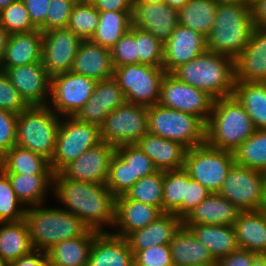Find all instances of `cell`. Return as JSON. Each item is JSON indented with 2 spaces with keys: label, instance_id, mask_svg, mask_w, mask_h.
<instances>
[{
  "label": "cell",
  "instance_id": "1",
  "mask_svg": "<svg viewBox=\"0 0 266 266\" xmlns=\"http://www.w3.org/2000/svg\"><path fill=\"white\" fill-rule=\"evenodd\" d=\"M51 190L64 210L79 217L90 230L110 233L103 227L114 225L116 197L106 184L74 181L58 172L53 175Z\"/></svg>",
  "mask_w": 266,
  "mask_h": 266
},
{
  "label": "cell",
  "instance_id": "2",
  "mask_svg": "<svg viewBox=\"0 0 266 266\" xmlns=\"http://www.w3.org/2000/svg\"><path fill=\"white\" fill-rule=\"evenodd\" d=\"M207 51L235 59L250 41L254 24L249 5L219 0Z\"/></svg>",
  "mask_w": 266,
  "mask_h": 266
},
{
  "label": "cell",
  "instance_id": "3",
  "mask_svg": "<svg viewBox=\"0 0 266 266\" xmlns=\"http://www.w3.org/2000/svg\"><path fill=\"white\" fill-rule=\"evenodd\" d=\"M177 80L206 91L214 99L232 96L235 87V60L206 51L174 69Z\"/></svg>",
  "mask_w": 266,
  "mask_h": 266
},
{
  "label": "cell",
  "instance_id": "4",
  "mask_svg": "<svg viewBox=\"0 0 266 266\" xmlns=\"http://www.w3.org/2000/svg\"><path fill=\"white\" fill-rule=\"evenodd\" d=\"M256 128L246 110L233 97L215 99L206 123V143L234 152Z\"/></svg>",
  "mask_w": 266,
  "mask_h": 266
},
{
  "label": "cell",
  "instance_id": "5",
  "mask_svg": "<svg viewBox=\"0 0 266 266\" xmlns=\"http://www.w3.org/2000/svg\"><path fill=\"white\" fill-rule=\"evenodd\" d=\"M24 219L32 245L40 251H47L62 241L84 236L90 230L79 217L61 207H27Z\"/></svg>",
  "mask_w": 266,
  "mask_h": 266
},
{
  "label": "cell",
  "instance_id": "6",
  "mask_svg": "<svg viewBox=\"0 0 266 266\" xmlns=\"http://www.w3.org/2000/svg\"><path fill=\"white\" fill-rule=\"evenodd\" d=\"M61 117L49 105L28 106L18 114L16 145L51 161Z\"/></svg>",
  "mask_w": 266,
  "mask_h": 266
},
{
  "label": "cell",
  "instance_id": "7",
  "mask_svg": "<svg viewBox=\"0 0 266 266\" xmlns=\"http://www.w3.org/2000/svg\"><path fill=\"white\" fill-rule=\"evenodd\" d=\"M148 132L187 149L206 143V123L198 116L160 105L148 106Z\"/></svg>",
  "mask_w": 266,
  "mask_h": 266
},
{
  "label": "cell",
  "instance_id": "8",
  "mask_svg": "<svg viewBox=\"0 0 266 266\" xmlns=\"http://www.w3.org/2000/svg\"><path fill=\"white\" fill-rule=\"evenodd\" d=\"M235 163L234 153L207 143L187 149L184 170L209 192L219 193L227 173Z\"/></svg>",
  "mask_w": 266,
  "mask_h": 266
},
{
  "label": "cell",
  "instance_id": "9",
  "mask_svg": "<svg viewBox=\"0 0 266 266\" xmlns=\"http://www.w3.org/2000/svg\"><path fill=\"white\" fill-rule=\"evenodd\" d=\"M63 119L60 120L54 154L49 162L54 174L60 172L86 150L103 142L100 127L81 122L76 117Z\"/></svg>",
  "mask_w": 266,
  "mask_h": 266
},
{
  "label": "cell",
  "instance_id": "10",
  "mask_svg": "<svg viewBox=\"0 0 266 266\" xmlns=\"http://www.w3.org/2000/svg\"><path fill=\"white\" fill-rule=\"evenodd\" d=\"M163 67L130 64L114 68L113 77L122 89L126 102L153 106L159 103Z\"/></svg>",
  "mask_w": 266,
  "mask_h": 266
},
{
  "label": "cell",
  "instance_id": "11",
  "mask_svg": "<svg viewBox=\"0 0 266 266\" xmlns=\"http://www.w3.org/2000/svg\"><path fill=\"white\" fill-rule=\"evenodd\" d=\"M148 106L125 102L105 118L101 139L114 147L136 144L148 132Z\"/></svg>",
  "mask_w": 266,
  "mask_h": 266
},
{
  "label": "cell",
  "instance_id": "12",
  "mask_svg": "<svg viewBox=\"0 0 266 266\" xmlns=\"http://www.w3.org/2000/svg\"><path fill=\"white\" fill-rule=\"evenodd\" d=\"M265 174L234 163L219 194L241 211L262 210Z\"/></svg>",
  "mask_w": 266,
  "mask_h": 266
},
{
  "label": "cell",
  "instance_id": "13",
  "mask_svg": "<svg viewBox=\"0 0 266 266\" xmlns=\"http://www.w3.org/2000/svg\"><path fill=\"white\" fill-rule=\"evenodd\" d=\"M96 82L71 71L51 77L49 107L62 118L75 117L93 94Z\"/></svg>",
  "mask_w": 266,
  "mask_h": 266
},
{
  "label": "cell",
  "instance_id": "14",
  "mask_svg": "<svg viewBox=\"0 0 266 266\" xmlns=\"http://www.w3.org/2000/svg\"><path fill=\"white\" fill-rule=\"evenodd\" d=\"M214 100L206 91L181 82L170 73L162 79L159 104L164 107L196 115L207 123Z\"/></svg>",
  "mask_w": 266,
  "mask_h": 266
},
{
  "label": "cell",
  "instance_id": "15",
  "mask_svg": "<svg viewBox=\"0 0 266 266\" xmlns=\"http://www.w3.org/2000/svg\"><path fill=\"white\" fill-rule=\"evenodd\" d=\"M81 41L68 28L43 32L42 64L50 77L71 71Z\"/></svg>",
  "mask_w": 266,
  "mask_h": 266
},
{
  "label": "cell",
  "instance_id": "16",
  "mask_svg": "<svg viewBox=\"0 0 266 266\" xmlns=\"http://www.w3.org/2000/svg\"><path fill=\"white\" fill-rule=\"evenodd\" d=\"M115 153L116 147L107 142H101L67 164L60 173L74 181L106 184L110 163Z\"/></svg>",
  "mask_w": 266,
  "mask_h": 266
},
{
  "label": "cell",
  "instance_id": "17",
  "mask_svg": "<svg viewBox=\"0 0 266 266\" xmlns=\"http://www.w3.org/2000/svg\"><path fill=\"white\" fill-rule=\"evenodd\" d=\"M5 73L29 106L49 105L51 77L42 61L11 67Z\"/></svg>",
  "mask_w": 266,
  "mask_h": 266
},
{
  "label": "cell",
  "instance_id": "18",
  "mask_svg": "<svg viewBox=\"0 0 266 266\" xmlns=\"http://www.w3.org/2000/svg\"><path fill=\"white\" fill-rule=\"evenodd\" d=\"M126 102L114 77L97 81L93 94L75 116L79 121L101 127L105 118Z\"/></svg>",
  "mask_w": 266,
  "mask_h": 266
},
{
  "label": "cell",
  "instance_id": "19",
  "mask_svg": "<svg viewBox=\"0 0 266 266\" xmlns=\"http://www.w3.org/2000/svg\"><path fill=\"white\" fill-rule=\"evenodd\" d=\"M207 51L206 37L192 29L178 25L164 43L163 69L171 73Z\"/></svg>",
  "mask_w": 266,
  "mask_h": 266
},
{
  "label": "cell",
  "instance_id": "20",
  "mask_svg": "<svg viewBox=\"0 0 266 266\" xmlns=\"http://www.w3.org/2000/svg\"><path fill=\"white\" fill-rule=\"evenodd\" d=\"M179 25L178 11L165 3H133L132 26L165 43Z\"/></svg>",
  "mask_w": 266,
  "mask_h": 266
},
{
  "label": "cell",
  "instance_id": "21",
  "mask_svg": "<svg viewBox=\"0 0 266 266\" xmlns=\"http://www.w3.org/2000/svg\"><path fill=\"white\" fill-rule=\"evenodd\" d=\"M235 60L236 82H266V29L254 28Z\"/></svg>",
  "mask_w": 266,
  "mask_h": 266
},
{
  "label": "cell",
  "instance_id": "22",
  "mask_svg": "<svg viewBox=\"0 0 266 266\" xmlns=\"http://www.w3.org/2000/svg\"><path fill=\"white\" fill-rule=\"evenodd\" d=\"M162 214L158 207L129 199L125 194L117 196L113 226L119 230L112 234L125 238L129 233L148 226Z\"/></svg>",
  "mask_w": 266,
  "mask_h": 266
},
{
  "label": "cell",
  "instance_id": "23",
  "mask_svg": "<svg viewBox=\"0 0 266 266\" xmlns=\"http://www.w3.org/2000/svg\"><path fill=\"white\" fill-rule=\"evenodd\" d=\"M240 212L219 193H210L182 219V223L188 229L199 224L233 226Z\"/></svg>",
  "mask_w": 266,
  "mask_h": 266
},
{
  "label": "cell",
  "instance_id": "24",
  "mask_svg": "<svg viewBox=\"0 0 266 266\" xmlns=\"http://www.w3.org/2000/svg\"><path fill=\"white\" fill-rule=\"evenodd\" d=\"M71 72L95 81L113 77L114 66L110 49L91 40H82L74 57Z\"/></svg>",
  "mask_w": 266,
  "mask_h": 266
},
{
  "label": "cell",
  "instance_id": "25",
  "mask_svg": "<svg viewBox=\"0 0 266 266\" xmlns=\"http://www.w3.org/2000/svg\"><path fill=\"white\" fill-rule=\"evenodd\" d=\"M136 145L152 160L158 171L184 168L187 148L179 142L147 132Z\"/></svg>",
  "mask_w": 266,
  "mask_h": 266
},
{
  "label": "cell",
  "instance_id": "26",
  "mask_svg": "<svg viewBox=\"0 0 266 266\" xmlns=\"http://www.w3.org/2000/svg\"><path fill=\"white\" fill-rule=\"evenodd\" d=\"M182 225V219L175 214L163 213L148 226L129 233L125 239L134 255L151 246L170 244Z\"/></svg>",
  "mask_w": 266,
  "mask_h": 266
},
{
  "label": "cell",
  "instance_id": "27",
  "mask_svg": "<svg viewBox=\"0 0 266 266\" xmlns=\"http://www.w3.org/2000/svg\"><path fill=\"white\" fill-rule=\"evenodd\" d=\"M43 33L37 29L27 33L10 34L0 70L42 61Z\"/></svg>",
  "mask_w": 266,
  "mask_h": 266
},
{
  "label": "cell",
  "instance_id": "28",
  "mask_svg": "<svg viewBox=\"0 0 266 266\" xmlns=\"http://www.w3.org/2000/svg\"><path fill=\"white\" fill-rule=\"evenodd\" d=\"M174 266H216L209 249L198 241L193 232L183 225L175 233L170 244Z\"/></svg>",
  "mask_w": 266,
  "mask_h": 266
},
{
  "label": "cell",
  "instance_id": "29",
  "mask_svg": "<svg viewBox=\"0 0 266 266\" xmlns=\"http://www.w3.org/2000/svg\"><path fill=\"white\" fill-rule=\"evenodd\" d=\"M134 264L133 252L125 238L110 233H98L87 266H131Z\"/></svg>",
  "mask_w": 266,
  "mask_h": 266
},
{
  "label": "cell",
  "instance_id": "30",
  "mask_svg": "<svg viewBox=\"0 0 266 266\" xmlns=\"http://www.w3.org/2000/svg\"><path fill=\"white\" fill-rule=\"evenodd\" d=\"M233 227L240 249L266 254V211H241Z\"/></svg>",
  "mask_w": 266,
  "mask_h": 266
},
{
  "label": "cell",
  "instance_id": "31",
  "mask_svg": "<svg viewBox=\"0 0 266 266\" xmlns=\"http://www.w3.org/2000/svg\"><path fill=\"white\" fill-rule=\"evenodd\" d=\"M97 234L89 230L84 236L54 244L46 251L49 266H87Z\"/></svg>",
  "mask_w": 266,
  "mask_h": 266
},
{
  "label": "cell",
  "instance_id": "32",
  "mask_svg": "<svg viewBox=\"0 0 266 266\" xmlns=\"http://www.w3.org/2000/svg\"><path fill=\"white\" fill-rule=\"evenodd\" d=\"M25 219L0 222V258L7 263L34 250Z\"/></svg>",
  "mask_w": 266,
  "mask_h": 266
},
{
  "label": "cell",
  "instance_id": "33",
  "mask_svg": "<svg viewBox=\"0 0 266 266\" xmlns=\"http://www.w3.org/2000/svg\"><path fill=\"white\" fill-rule=\"evenodd\" d=\"M216 261L239 249L235 230L228 225H194L189 228Z\"/></svg>",
  "mask_w": 266,
  "mask_h": 266
},
{
  "label": "cell",
  "instance_id": "34",
  "mask_svg": "<svg viewBox=\"0 0 266 266\" xmlns=\"http://www.w3.org/2000/svg\"><path fill=\"white\" fill-rule=\"evenodd\" d=\"M18 199L23 205H44L49 187L53 186L54 174L5 173Z\"/></svg>",
  "mask_w": 266,
  "mask_h": 266
},
{
  "label": "cell",
  "instance_id": "35",
  "mask_svg": "<svg viewBox=\"0 0 266 266\" xmlns=\"http://www.w3.org/2000/svg\"><path fill=\"white\" fill-rule=\"evenodd\" d=\"M232 96L246 110L256 129H266V82H236Z\"/></svg>",
  "mask_w": 266,
  "mask_h": 266
},
{
  "label": "cell",
  "instance_id": "36",
  "mask_svg": "<svg viewBox=\"0 0 266 266\" xmlns=\"http://www.w3.org/2000/svg\"><path fill=\"white\" fill-rule=\"evenodd\" d=\"M0 169L4 173L54 174L47 159L17 145L0 157Z\"/></svg>",
  "mask_w": 266,
  "mask_h": 266
},
{
  "label": "cell",
  "instance_id": "37",
  "mask_svg": "<svg viewBox=\"0 0 266 266\" xmlns=\"http://www.w3.org/2000/svg\"><path fill=\"white\" fill-rule=\"evenodd\" d=\"M132 26V11H99V24L90 39L111 49Z\"/></svg>",
  "mask_w": 266,
  "mask_h": 266
},
{
  "label": "cell",
  "instance_id": "38",
  "mask_svg": "<svg viewBox=\"0 0 266 266\" xmlns=\"http://www.w3.org/2000/svg\"><path fill=\"white\" fill-rule=\"evenodd\" d=\"M219 0H190L178 11L179 25L207 37L215 23Z\"/></svg>",
  "mask_w": 266,
  "mask_h": 266
},
{
  "label": "cell",
  "instance_id": "39",
  "mask_svg": "<svg viewBox=\"0 0 266 266\" xmlns=\"http://www.w3.org/2000/svg\"><path fill=\"white\" fill-rule=\"evenodd\" d=\"M233 153L236 164L266 173V129H256Z\"/></svg>",
  "mask_w": 266,
  "mask_h": 266
},
{
  "label": "cell",
  "instance_id": "40",
  "mask_svg": "<svg viewBox=\"0 0 266 266\" xmlns=\"http://www.w3.org/2000/svg\"><path fill=\"white\" fill-rule=\"evenodd\" d=\"M164 171L139 178L125 193L129 199L158 207L163 212Z\"/></svg>",
  "mask_w": 266,
  "mask_h": 266
},
{
  "label": "cell",
  "instance_id": "41",
  "mask_svg": "<svg viewBox=\"0 0 266 266\" xmlns=\"http://www.w3.org/2000/svg\"><path fill=\"white\" fill-rule=\"evenodd\" d=\"M99 24V11L91 2L75 3L67 28L80 39L90 40Z\"/></svg>",
  "mask_w": 266,
  "mask_h": 266
},
{
  "label": "cell",
  "instance_id": "42",
  "mask_svg": "<svg viewBox=\"0 0 266 266\" xmlns=\"http://www.w3.org/2000/svg\"><path fill=\"white\" fill-rule=\"evenodd\" d=\"M186 198V171H164L163 213H175Z\"/></svg>",
  "mask_w": 266,
  "mask_h": 266
},
{
  "label": "cell",
  "instance_id": "43",
  "mask_svg": "<svg viewBox=\"0 0 266 266\" xmlns=\"http://www.w3.org/2000/svg\"><path fill=\"white\" fill-rule=\"evenodd\" d=\"M18 199L8 176L0 169V222L24 219L27 207Z\"/></svg>",
  "mask_w": 266,
  "mask_h": 266
},
{
  "label": "cell",
  "instance_id": "44",
  "mask_svg": "<svg viewBox=\"0 0 266 266\" xmlns=\"http://www.w3.org/2000/svg\"><path fill=\"white\" fill-rule=\"evenodd\" d=\"M0 23L9 34L27 33L38 29L32 23L22 0H17L0 10Z\"/></svg>",
  "mask_w": 266,
  "mask_h": 266
},
{
  "label": "cell",
  "instance_id": "45",
  "mask_svg": "<svg viewBox=\"0 0 266 266\" xmlns=\"http://www.w3.org/2000/svg\"><path fill=\"white\" fill-rule=\"evenodd\" d=\"M136 55H138V64L162 67L164 43L153 34L136 28Z\"/></svg>",
  "mask_w": 266,
  "mask_h": 266
},
{
  "label": "cell",
  "instance_id": "46",
  "mask_svg": "<svg viewBox=\"0 0 266 266\" xmlns=\"http://www.w3.org/2000/svg\"><path fill=\"white\" fill-rule=\"evenodd\" d=\"M139 179H133L130 166L115 153L110 163L106 186L117 197L125 194Z\"/></svg>",
  "mask_w": 266,
  "mask_h": 266
},
{
  "label": "cell",
  "instance_id": "47",
  "mask_svg": "<svg viewBox=\"0 0 266 266\" xmlns=\"http://www.w3.org/2000/svg\"><path fill=\"white\" fill-rule=\"evenodd\" d=\"M116 153L130 166L133 179H139L158 171L152 160L136 144L116 147Z\"/></svg>",
  "mask_w": 266,
  "mask_h": 266
},
{
  "label": "cell",
  "instance_id": "48",
  "mask_svg": "<svg viewBox=\"0 0 266 266\" xmlns=\"http://www.w3.org/2000/svg\"><path fill=\"white\" fill-rule=\"evenodd\" d=\"M114 68L124 65L138 64L136 55V27L131 26L110 49Z\"/></svg>",
  "mask_w": 266,
  "mask_h": 266
},
{
  "label": "cell",
  "instance_id": "49",
  "mask_svg": "<svg viewBox=\"0 0 266 266\" xmlns=\"http://www.w3.org/2000/svg\"><path fill=\"white\" fill-rule=\"evenodd\" d=\"M136 266H174L169 244L151 246L133 255Z\"/></svg>",
  "mask_w": 266,
  "mask_h": 266
},
{
  "label": "cell",
  "instance_id": "50",
  "mask_svg": "<svg viewBox=\"0 0 266 266\" xmlns=\"http://www.w3.org/2000/svg\"><path fill=\"white\" fill-rule=\"evenodd\" d=\"M28 106L11 84L5 71L0 70V109L19 114Z\"/></svg>",
  "mask_w": 266,
  "mask_h": 266
},
{
  "label": "cell",
  "instance_id": "51",
  "mask_svg": "<svg viewBox=\"0 0 266 266\" xmlns=\"http://www.w3.org/2000/svg\"><path fill=\"white\" fill-rule=\"evenodd\" d=\"M74 4L73 0H51L46 15V31L67 28Z\"/></svg>",
  "mask_w": 266,
  "mask_h": 266
},
{
  "label": "cell",
  "instance_id": "52",
  "mask_svg": "<svg viewBox=\"0 0 266 266\" xmlns=\"http://www.w3.org/2000/svg\"><path fill=\"white\" fill-rule=\"evenodd\" d=\"M210 193L202 184L191 179L186 172V198H183L181 207L174 214L180 219H183Z\"/></svg>",
  "mask_w": 266,
  "mask_h": 266
},
{
  "label": "cell",
  "instance_id": "53",
  "mask_svg": "<svg viewBox=\"0 0 266 266\" xmlns=\"http://www.w3.org/2000/svg\"><path fill=\"white\" fill-rule=\"evenodd\" d=\"M18 114L0 109V157L16 145Z\"/></svg>",
  "mask_w": 266,
  "mask_h": 266
},
{
  "label": "cell",
  "instance_id": "54",
  "mask_svg": "<svg viewBox=\"0 0 266 266\" xmlns=\"http://www.w3.org/2000/svg\"><path fill=\"white\" fill-rule=\"evenodd\" d=\"M260 257L257 253L239 248L220 258L217 261V266H260Z\"/></svg>",
  "mask_w": 266,
  "mask_h": 266
},
{
  "label": "cell",
  "instance_id": "55",
  "mask_svg": "<svg viewBox=\"0 0 266 266\" xmlns=\"http://www.w3.org/2000/svg\"><path fill=\"white\" fill-rule=\"evenodd\" d=\"M26 5L32 23L43 33L46 32V15L51 0H22Z\"/></svg>",
  "mask_w": 266,
  "mask_h": 266
},
{
  "label": "cell",
  "instance_id": "56",
  "mask_svg": "<svg viewBox=\"0 0 266 266\" xmlns=\"http://www.w3.org/2000/svg\"><path fill=\"white\" fill-rule=\"evenodd\" d=\"M8 266H49L47 252L34 249L19 259L8 263Z\"/></svg>",
  "mask_w": 266,
  "mask_h": 266
},
{
  "label": "cell",
  "instance_id": "57",
  "mask_svg": "<svg viewBox=\"0 0 266 266\" xmlns=\"http://www.w3.org/2000/svg\"><path fill=\"white\" fill-rule=\"evenodd\" d=\"M98 11H132L134 0H91Z\"/></svg>",
  "mask_w": 266,
  "mask_h": 266
},
{
  "label": "cell",
  "instance_id": "58",
  "mask_svg": "<svg viewBox=\"0 0 266 266\" xmlns=\"http://www.w3.org/2000/svg\"><path fill=\"white\" fill-rule=\"evenodd\" d=\"M250 8L254 27L266 29V0H257Z\"/></svg>",
  "mask_w": 266,
  "mask_h": 266
},
{
  "label": "cell",
  "instance_id": "59",
  "mask_svg": "<svg viewBox=\"0 0 266 266\" xmlns=\"http://www.w3.org/2000/svg\"><path fill=\"white\" fill-rule=\"evenodd\" d=\"M10 34L0 23V60L3 58Z\"/></svg>",
  "mask_w": 266,
  "mask_h": 266
},
{
  "label": "cell",
  "instance_id": "60",
  "mask_svg": "<svg viewBox=\"0 0 266 266\" xmlns=\"http://www.w3.org/2000/svg\"><path fill=\"white\" fill-rule=\"evenodd\" d=\"M190 0H164V3L179 11Z\"/></svg>",
  "mask_w": 266,
  "mask_h": 266
},
{
  "label": "cell",
  "instance_id": "61",
  "mask_svg": "<svg viewBox=\"0 0 266 266\" xmlns=\"http://www.w3.org/2000/svg\"><path fill=\"white\" fill-rule=\"evenodd\" d=\"M134 3H164V0H134Z\"/></svg>",
  "mask_w": 266,
  "mask_h": 266
},
{
  "label": "cell",
  "instance_id": "62",
  "mask_svg": "<svg viewBox=\"0 0 266 266\" xmlns=\"http://www.w3.org/2000/svg\"><path fill=\"white\" fill-rule=\"evenodd\" d=\"M17 0H0V10L7 7L9 4L15 2Z\"/></svg>",
  "mask_w": 266,
  "mask_h": 266
},
{
  "label": "cell",
  "instance_id": "63",
  "mask_svg": "<svg viewBox=\"0 0 266 266\" xmlns=\"http://www.w3.org/2000/svg\"><path fill=\"white\" fill-rule=\"evenodd\" d=\"M262 210L266 211V174H265V180H264V200H263Z\"/></svg>",
  "mask_w": 266,
  "mask_h": 266
},
{
  "label": "cell",
  "instance_id": "64",
  "mask_svg": "<svg viewBox=\"0 0 266 266\" xmlns=\"http://www.w3.org/2000/svg\"><path fill=\"white\" fill-rule=\"evenodd\" d=\"M221 1L240 2L243 4L249 5V0H221Z\"/></svg>",
  "mask_w": 266,
  "mask_h": 266
},
{
  "label": "cell",
  "instance_id": "65",
  "mask_svg": "<svg viewBox=\"0 0 266 266\" xmlns=\"http://www.w3.org/2000/svg\"><path fill=\"white\" fill-rule=\"evenodd\" d=\"M260 266H266V254L260 257Z\"/></svg>",
  "mask_w": 266,
  "mask_h": 266
},
{
  "label": "cell",
  "instance_id": "66",
  "mask_svg": "<svg viewBox=\"0 0 266 266\" xmlns=\"http://www.w3.org/2000/svg\"><path fill=\"white\" fill-rule=\"evenodd\" d=\"M0 266H8V263L0 258Z\"/></svg>",
  "mask_w": 266,
  "mask_h": 266
},
{
  "label": "cell",
  "instance_id": "67",
  "mask_svg": "<svg viewBox=\"0 0 266 266\" xmlns=\"http://www.w3.org/2000/svg\"><path fill=\"white\" fill-rule=\"evenodd\" d=\"M75 3H79V2H90L91 0H73Z\"/></svg>",
  "mask_w": 266,
  "mask_h": 266
},
{
  "label": "cell",
  "instance_id": "68",
  "mask_svg": "<svg viewBox=\"0 0 266 266\" xmlns=\"http://www.w3.org/2000/svg\"><path fill=\"white\" fill-rule=\"evenodd\" d=\"M255 1H257V0H249V6Z\"/></svg>",
  "mask_w": 266,
  "mask_h": 266
}]
</instances>
